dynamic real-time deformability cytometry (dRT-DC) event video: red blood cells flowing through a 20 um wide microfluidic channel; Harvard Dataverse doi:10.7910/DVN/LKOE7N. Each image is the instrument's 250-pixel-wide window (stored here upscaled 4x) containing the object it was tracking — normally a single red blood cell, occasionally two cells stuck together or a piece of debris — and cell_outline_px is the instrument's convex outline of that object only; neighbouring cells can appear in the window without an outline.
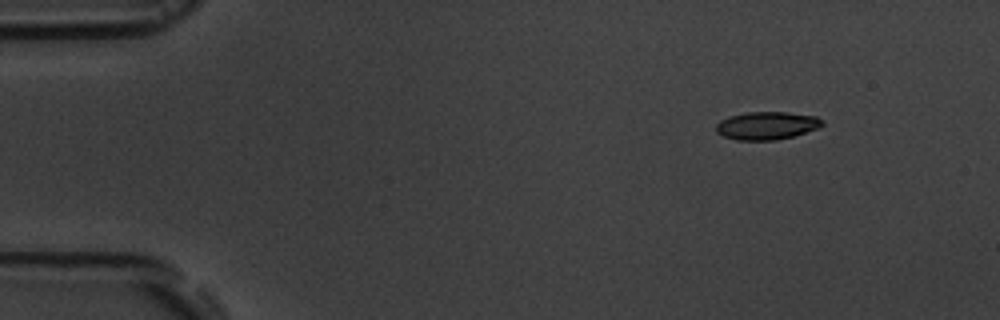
{"species": "common noctule bat (a hibernating species)", "species_latin": "Nyctalus noctula", "temperature_condition": "room temperature", "stored_images_in_passage": 4, "camera_frame_rate_fps": 3000, "um_per_image_px": 0.085, "animal": {"sex": "male", "body_mass_g": 19.5, "forearm_length_mm": 54.6}, "frame": {"image": 1, "passage_image": 1, "time_ms": 0.0, "image_size_px": [1000, 320], "cell_outline_px": [[824, 124], [820, 128], [792, 136], [776, 140], [736, 140], [724, 136], [716, 132], [716, 124], [720, 120], [728, 116], [748, 112], [788, 112], [816, 116], [824, 120]], "centroid_in_image_um": [65.19, 10.67], "position_along_channel_um": 19.8, "area_um2": 17.4}}
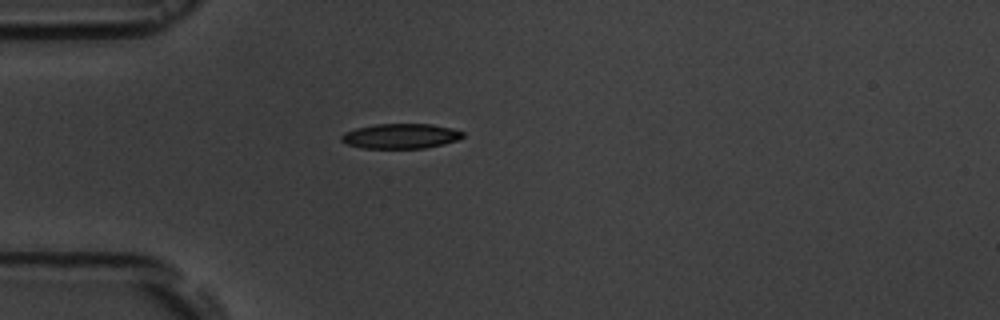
{"frame": {"image": 2, "passage_image": 3, "time_ms": 3.0, "image_size_px": [1000, 320], "cell_outline_px": [[464, 136], [456, 140], [444, 144], [424, 148], [360, 148], [348, 144], [340, 140], [340, 136], [344, 132], [356, 128], [376, 124], [432, 124], [452, 128], [464, 132]], "centroid_in_image_um": [34.04, 11.56], "position_along_channel_um": 51.0, "area_um2": 17.69}}